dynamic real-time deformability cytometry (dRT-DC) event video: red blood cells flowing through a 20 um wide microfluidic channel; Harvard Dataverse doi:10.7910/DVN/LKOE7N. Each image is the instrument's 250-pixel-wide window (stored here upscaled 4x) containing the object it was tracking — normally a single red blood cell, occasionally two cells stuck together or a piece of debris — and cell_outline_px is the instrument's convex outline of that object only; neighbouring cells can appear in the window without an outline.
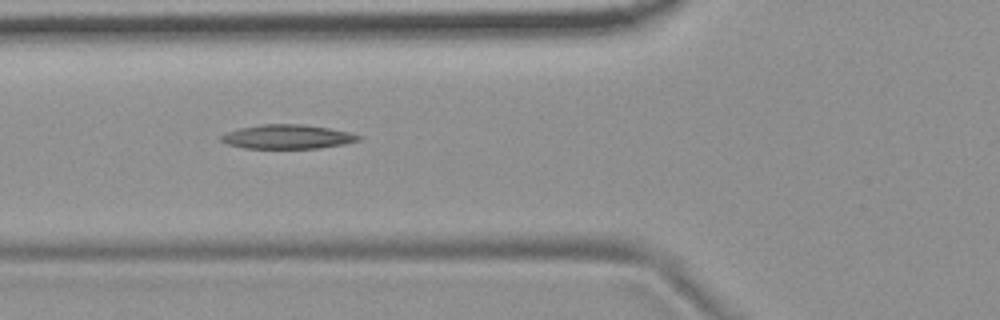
{"species": "common noctule bat (a hibernating species)", "species_latin": "Nyctalus noctula", "temperature_condition": "room temperature", "stored_images_in_passage": 15, "camera_frame_rate_fps": 3000, "um_per_image_px": 0.085, "animal": {"sex": "female", "body_mass_g": 19.9}, "frame": {"image": 1, "passage_image": 5, "time_ms": 5.333, "image_size_px": [1000, 320], "cell_outline_px": [[364, 136], [360, 140], [344, 144], [320, 148], [244, 148], [224, 144], [220, 140], [220, 136], [228, 132], [240, 128], [260, 124], [304, 124], [328, 128], [348, 132]], "centroid_in_image_um": [24.43, 11.62], "position_along_channel_um": 101.4, "area_um2": 19.42}}
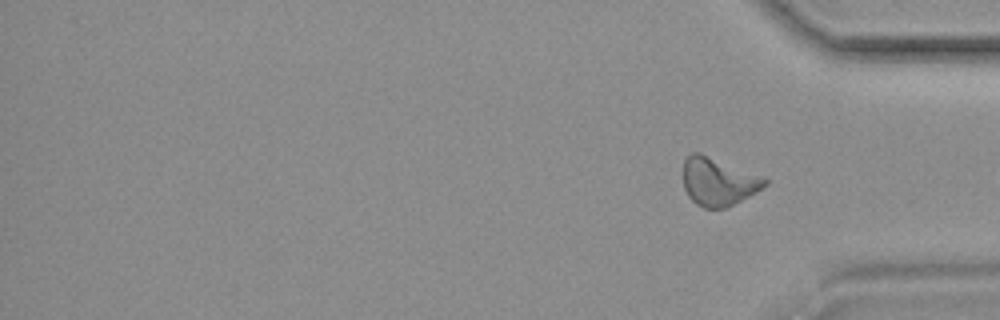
{"frame": {"image": 2, "passage_image": 15, "time_ms": 18.0, "image_size_px": [1000, 320], "cell_outline_px": [[768, 184], [728, 208], [704, 208], [696, 204], [688, 196], [684, 188], [684, 160], [692, 152], [700, 152], [764, 176], [768, 180]], "centroid_in_image_um": [61.06, 15.43], "position_along_channel_um": 374.1, "area_um2": 22.95}}